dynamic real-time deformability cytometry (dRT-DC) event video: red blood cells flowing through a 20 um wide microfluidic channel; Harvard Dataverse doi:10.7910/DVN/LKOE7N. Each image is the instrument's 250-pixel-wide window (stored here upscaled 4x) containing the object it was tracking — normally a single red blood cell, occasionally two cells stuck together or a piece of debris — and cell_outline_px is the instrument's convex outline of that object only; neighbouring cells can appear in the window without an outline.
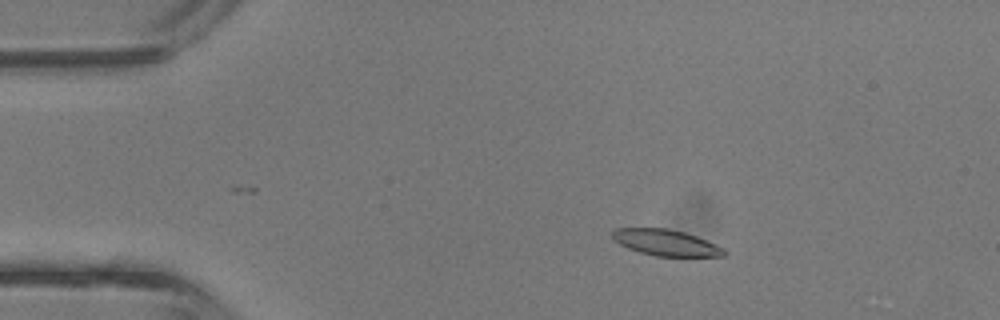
{"species": "common noctule bat (a hibernating species)", "species_latin": "Nyctalus noctula", "temperature_condition": "room temperature", "stored_images_in_passage": 38, "camera_frame_rate_fps": 3000, "um_per_image_px": 0.085, "animal": {"sex": "male", "body_mass_g": 13.3}, "frame": {"image": 1, "passage_image": 8, "time_ms": 2.333, "image_size_px": [1000, 320], "cell_outline_px": [[728, 252], [724, 256], [656, 256], [640, 252], [628, 248], [612, 240], [612, 232], [616, 228], [668, 228], [684, 232], [696, 236], [724, 248]], "centroid_in_image_um": [56.59, 20.62], "position_along_channel_um": 28.4, "area_um2": 16.99}}
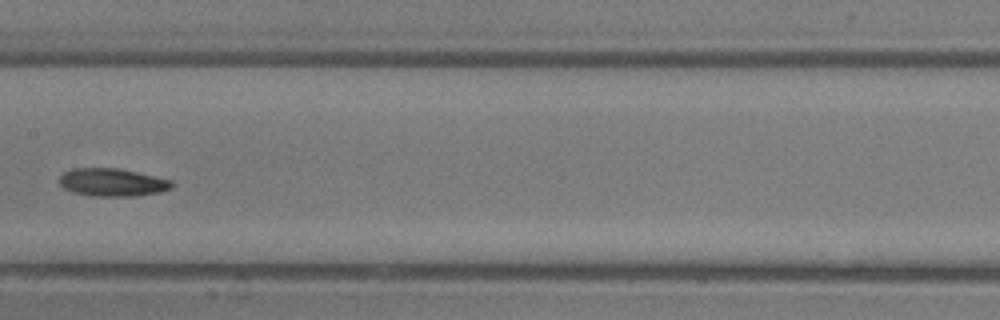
{"frame": {"image": 2, "passage_image": 22, "time_ms": 7.0, "image_size_px": [1000, 320], "cell_outline_px": [[172, 188], [160, 192], [136, 196], [92, 196], [72, 192], [64, 188], [60, 184], [60, 176], [64, 172], [72, 168], [116, 168], [136, 172], [172, 180]], "centroid_in_image_um": [9.53, 15.5], "position_along_channel_um": 197.9, "area_um2": 18.21}}
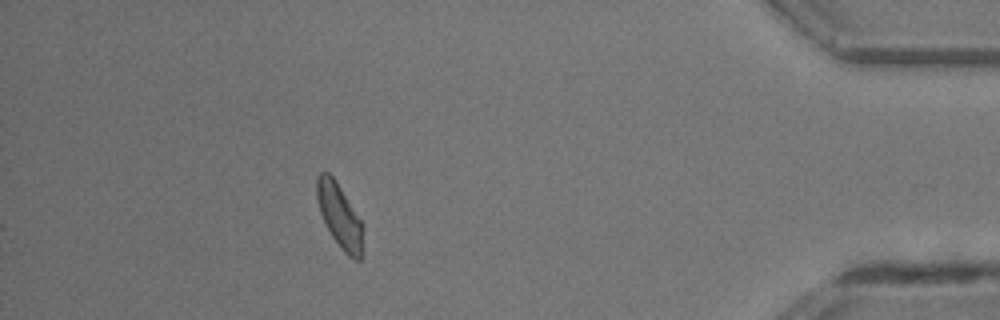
{"frame": {"image": 3, "passage_image": 38, "time_ms": 12.333, "image_size_px": [1000, 320], "cell_outline_px": [[364, 252], [360, 260], [356, 260], [348, 256], [344, 252], [332, 236], [320, 212], [316, 196], [316, 176], [320, 172], [328, 172], [336, 180], [364, 224]], "centroid_in_image_um": [28.91, 18.37], "position_along_channel_um": 406.3, "area_um2": 17.63}, "authors_computed_cell_mechanics": {"area_um2": 17.8891, "velocity_mm_per_s": 4.924, "shape_relaxation_time_tau1_ms": 2.5759, "shape_relaxation_time_tau2_ms": null, "deformation_change_tau1": 0.1073, "deformation_change_tau2": null}}